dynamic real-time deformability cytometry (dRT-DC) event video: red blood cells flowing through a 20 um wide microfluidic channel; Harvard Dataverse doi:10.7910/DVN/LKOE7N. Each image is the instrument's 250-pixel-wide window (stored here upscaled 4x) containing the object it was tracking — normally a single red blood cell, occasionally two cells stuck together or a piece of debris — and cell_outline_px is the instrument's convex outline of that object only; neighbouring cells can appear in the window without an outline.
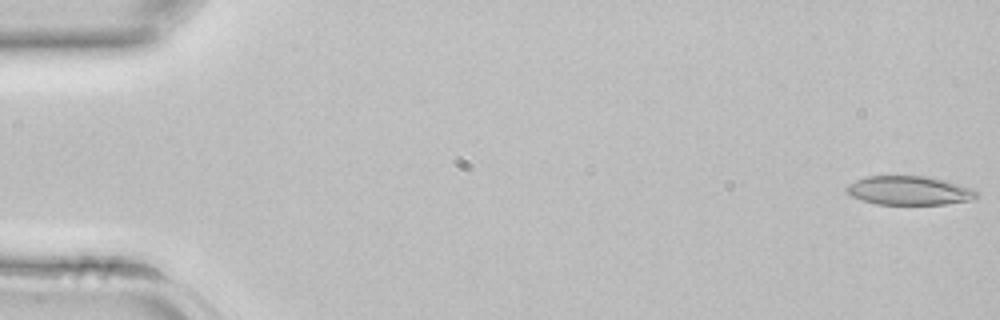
{"species": "common noctule bat (a hibernating species)", "species_latin": "Nyctalus noctula", "temperature_condition": "room temperature", "stored_images_in_passage": 43, "camera_frame_rate_fps": 3000, "um_per_image_px": 0.085, "animal": {"sex": "female", "body_mass_g": 22.7, "forearm_length_mm": 54.2}, "frame": {"image": 1, "passage_image": 1, "time_ms": 0.0, "image_size_px": [1000, 320], "cell_outline_px": [[980, 196], [968, 200], [944, 204], [876, 204], [860, 200], [852, 196], [844, 188], [848, 184], [856, 180], [868, 176], [924, 176], [944, 180], [968, 188], [976, 192]], "centroid_in_image_um": [77.21, 16.2], "position_along_channel_um": 7.8, "area_um2": 21.56}}
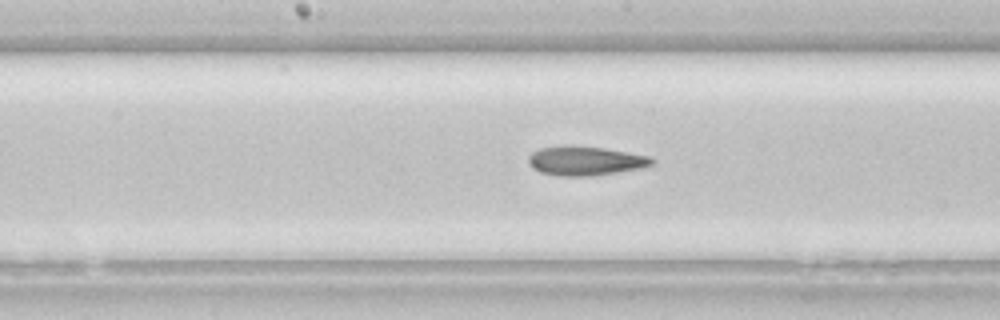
{"frame": {"image": 2, "passage_image": 22, "time_ms": 7.0, "image_size_px": [1000, 320], "cell_outline_px": [[656, 160], [652, 164], [644, 168], [592, 176], [560, 176], [540, 172], [532, 168], [528, 164], [528, 156], [532, 152], [540, 148], [564, 144], [604, 148], [652, 156]], "centroid_in_image_um": [49.76, 13.66], "position_along_channel_um": 198.4, "area_um2": 21.44}}
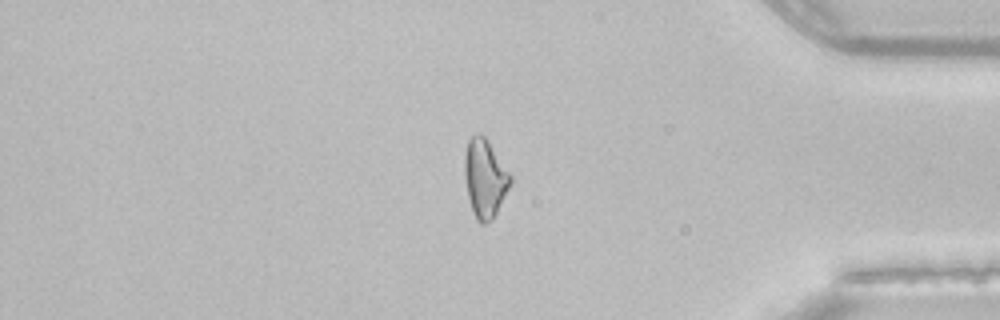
{"frame": {"image": 3, "passage_image": 36, "time_ms": 11.667, "image_size_px": [1000, 320], "cell_outline_px": [[512, 180], [492, 220], [484, 224], [480, 224], [476, 220], [472, 212], [468, 196], [464, 176], [464, 156], [468, 140], [476, 132], [480, 132], [488, 140], [512, 176]], "centroid_in_image_um": [41.19, 15.14], "position_along_channel_um": 394.0, "area_um2": 20.92}}